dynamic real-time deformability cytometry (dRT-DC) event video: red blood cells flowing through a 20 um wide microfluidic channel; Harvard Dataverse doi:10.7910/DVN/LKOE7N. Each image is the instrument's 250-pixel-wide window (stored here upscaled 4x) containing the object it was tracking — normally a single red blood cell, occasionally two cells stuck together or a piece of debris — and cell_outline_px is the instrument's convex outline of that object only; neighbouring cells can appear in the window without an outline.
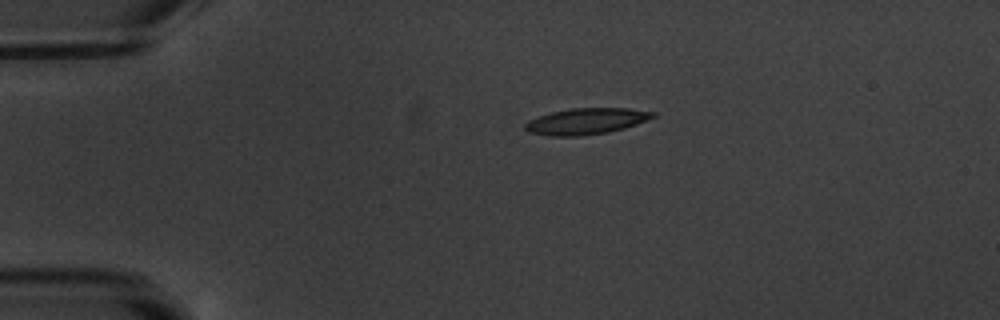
{"species": "common noctule bat (a hibernating species)", "species_latin": "Nyctalus noctula", "temperature_condition": "warm", "stored_images_in_passage": 16, "camera_frame_rate_fps": 3000, "um_per_image_px": 0.085, "animal": {"sex": "male", "body_mass_g": 20.1, "forearm_length_mm": 53.5}, "frame": {"image": 1, "passage_image": 3, "time_ms": 3.0, "image_size_px": [1000, 320], "cell_outline_px": [[656, 116], [636, 124], [624, 128], [608, 132], [580, 136], [548, 136], [528, 132], [524, 128], [524, 124], [528, 120], [552, 112], [572, 108], [628, 108], [656, 112]], "centroid_in_image_um": [49.81, 10.31], "position_along_channel_um": 35.2, "area_um2": 19.48}}
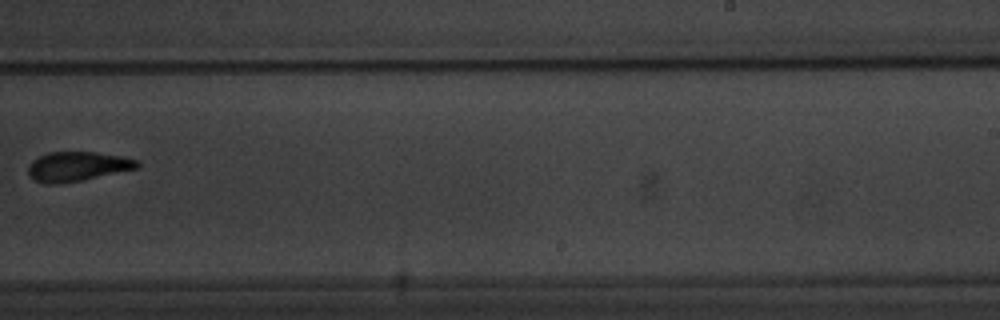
{"frame": {"image": 2, "passage_image": 10, "time_ms": 11.333, "image_size_px": [1000, 320], "cell_outline_px": [[140, 164], [136, 168], [84, 180], [60, 184], [48, 184], [36, 180], [28, 172], [28, 168], [32, 160], [48, 152], [96, 152], [120, 156], [140, 160]], "centroid_in_image_um": [6.59, 14.14], "position_along_channel_um": 282.4, "area_um2": 18.61}}
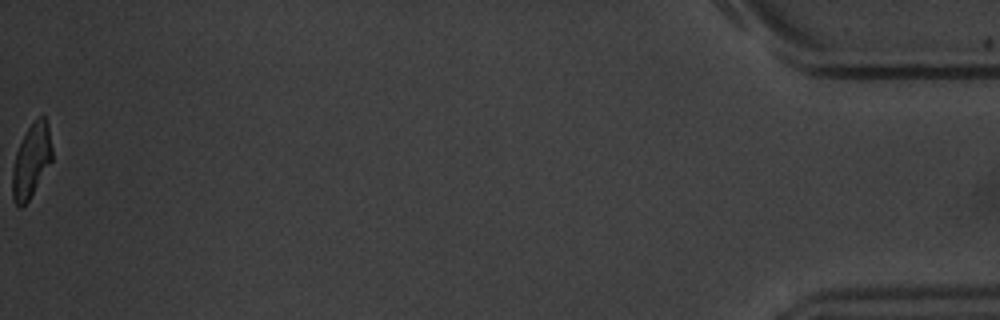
{"frame": {"image": 3, "passage_image": 16, "time_ms": 18.333, "image_size_px": [1000, 320], "cell_outline_px": [[52, 160], [28, 200], [20, 208], [16, 204], [12, 196], [12, 172], [16, 152], [28, 128], [40, 116], [44, 116], [48, 124], [52, 148]], "centroid_in_image_um": [2.66, 13.67], "position_along_channel_um": 432.5, "area_um2": 16.59}, "authors_computed_cell_mechanics": {"area_um2": 18.8428, "velocity_mm_per_s": 3.5002, "shape_relaxation_time_tau1_ms": 3.1161, "shape_relaxation_time_tau2_ms": 2.1224, "deformation_change_tau1": 0.1371, "deformation_change_tau2": 0.0787}}